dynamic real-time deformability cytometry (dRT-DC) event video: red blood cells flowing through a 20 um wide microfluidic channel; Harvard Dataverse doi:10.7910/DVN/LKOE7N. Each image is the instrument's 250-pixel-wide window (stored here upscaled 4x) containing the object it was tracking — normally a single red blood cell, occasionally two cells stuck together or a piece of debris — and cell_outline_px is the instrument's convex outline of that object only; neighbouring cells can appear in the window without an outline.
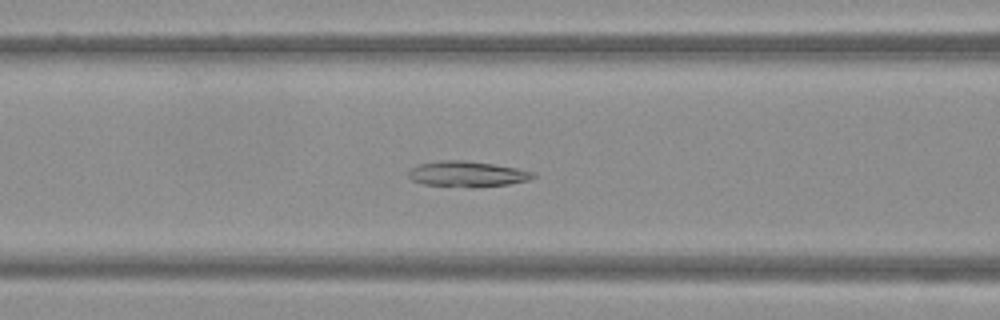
{"species": "Egyptian fruit bat (a non-hibernating species)", "species_latin": "Rousettus aegyptiacus", "temperature_condition": "warm", "stored_images_in_passage": 40, "camera_frame_rate_fps": 3000, "um_per_image_px": 0.085, "frame": {"image": 1, "passage_image": 11, "time_ms": 3.333, "image_size_px": [1000, 320], "cell_outline_px": [[536, 176], [528, 180], [508, 184], [424, 184], [412, 180], [408, 176], [408, 172], [412, 168], [420, 164], [440, 160], [464, 160], [492, 164], [516, 168], [536, 172]], "centroid_in_image_um": [39.72, 14.73], "position_along_channel_um": 126.9, "area_um2": 17.4}}
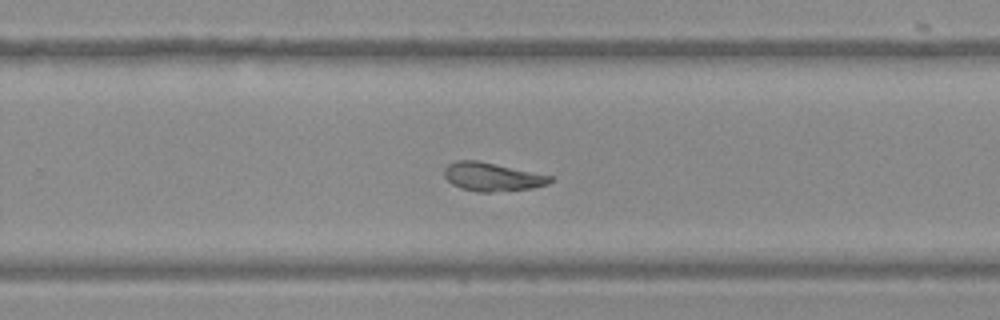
{"frame": {"image": 2, "passage_image": 23, "time_ms": 7.333, "image_size_px": [1000, 320], "cell_outline_px": [[556, 180], [548, 184], [532, 188], [492, 192], [480, 192], [460, 188], [452, 184], [444, 176], [444, 168], [448, 164], [456, 160], [480, 160], [556, 176]], "centroid_in_image_um": [41.9, 15.01], "position_along_channel_um": 287.9, "area_um2": 18.03}}
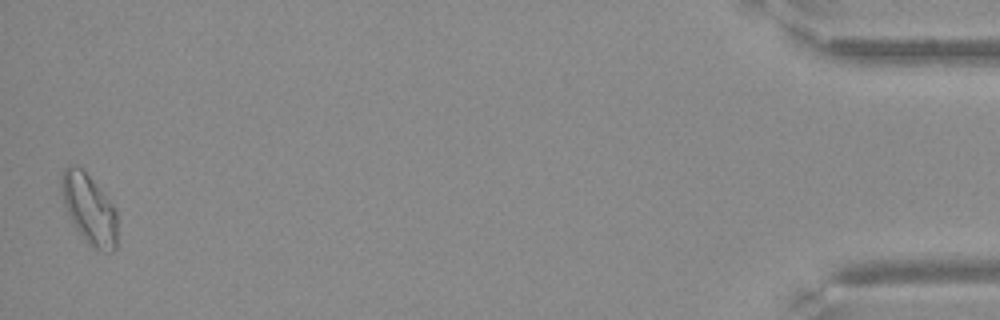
{"frame": {"image": 3, "passage_image": 40, "time_ms": 13.0, "image_size_px": [1000, 320], "cell_outline_px": [[116, 248], [112, 252], [104, 252], [88, 244], [84, 240], [72, 224], [64, 204], [60, 188], [60, 176], [64, 168], [76, 164], [92, 180], [116, 208]], "centroid_in_image_um": [7.56, 17.78], "position_along_channel_um": 427.6, "area_um2": 22.72}}